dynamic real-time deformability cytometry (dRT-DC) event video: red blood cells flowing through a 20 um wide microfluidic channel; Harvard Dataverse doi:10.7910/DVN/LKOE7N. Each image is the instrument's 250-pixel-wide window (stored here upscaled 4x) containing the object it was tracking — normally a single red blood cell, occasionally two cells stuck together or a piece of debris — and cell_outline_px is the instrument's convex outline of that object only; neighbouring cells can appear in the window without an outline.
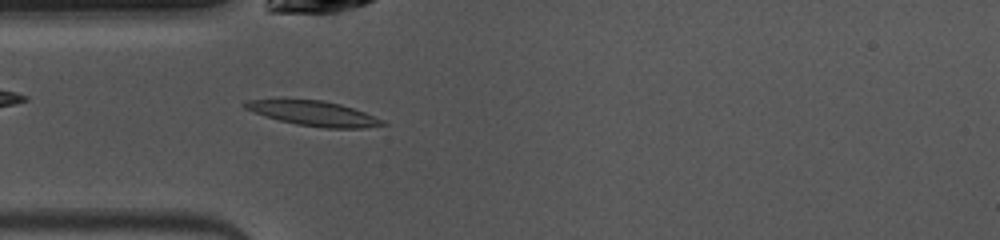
{"species": "common noctule bat (a hibernating species)", "species_latin": "Nyctalus noctula", "temperature_condition": "warm", "stored_images_in_passage": 24, "camera_frame_rate_fps": 3000, "um_per_image_px": 0.085, "animal": {"sex": "female", "body_mass_g": 10.0, "forearm_length_mm": 53.1}, "frame": {"image": 1, "passage_image": 3, "time_ms": 0.667, "image_size_px": [1000, 240], "cell_outline_px": [[388, 124], [364, 128], [328, 128], [296, 124], [264, 116], [244, 108], [240, 104], [248, 100], [324, 100], [340, 104], [364, 112], [384, 120]], "centroid_in_image_um": [26.67, 9.65], "position_along_channel_um": 58.3, "area_um2": 19.65}}
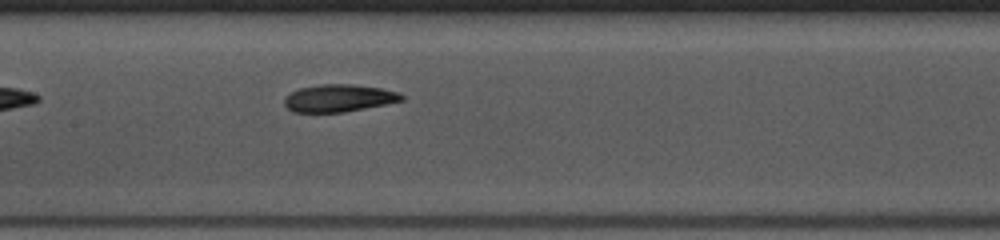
{"frame": {"image": 2, "passage_image": 12, "time_ms": 3.667, "image_size_px": [1000, 240], "cell_outline_px": [[404, 100], [344, 112], [292, 112], [284, 104], [284, 100], [292, 92], [300, 88], [320, 84], [352, 84], [380, 88], [396, 92], [404, 96]], "centroid_in_image_um": [28.79, 8.34], "position_along_channel_um": 178.6, "area_um2": 18.44}}
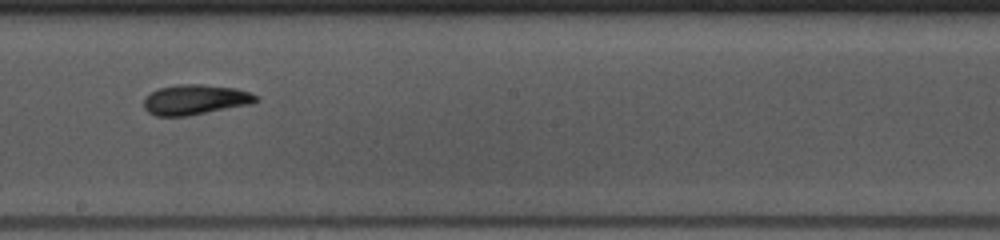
{"frame": {"image": 3, "passage_image": 16, "time_ms": 5.0, "image_size_px": [1000, 240], "cell_outline_px": [[260, 100], [252, 104], [188, 116], [156, 116], [148, 112], [144, 108], [144, 100], [156, 88], [180, 84], [204, 84], [236, 88], [248, 92], [256, 96]], "centroid_in_image_um": [16.6, 8.47], "position_along_channel_um": 231.6, "area_um2": 19.77}}